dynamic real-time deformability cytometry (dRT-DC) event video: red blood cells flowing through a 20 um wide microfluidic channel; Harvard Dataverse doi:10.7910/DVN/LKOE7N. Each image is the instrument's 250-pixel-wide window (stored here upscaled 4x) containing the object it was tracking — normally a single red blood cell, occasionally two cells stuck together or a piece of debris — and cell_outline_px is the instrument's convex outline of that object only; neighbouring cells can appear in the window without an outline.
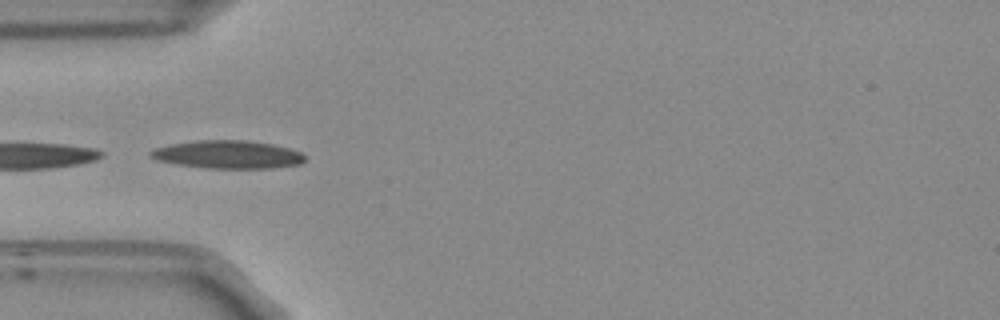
{"species": "Egyptian fruit bat (a non-hibernating species)", "species_latin": "Rousettus aegyptiacus", "temperature_condition": "room temperature", "stored_images_in_passage": 21, "camera_frame_rate_fps": 3000, "um_per_image_px": 0.085, "frame": {"image": 1, "passage_image": 1, "time_ms": 0.0, "image_size_px": [1000, 320], "cell_outline_px": [[304, 160], [300, 164], [272, 168], [204, 168], [156, 160], [148, 156], [148, 152], [156, 148], [172, 144], [196, 140], [244, 140], [272, 144], [288, 148], [300, 152], [304, 156]], "centroid_in_image_um": [19.34, 13.13], "position_along_channel_um": 65.7, "area_um2": 25.03}}
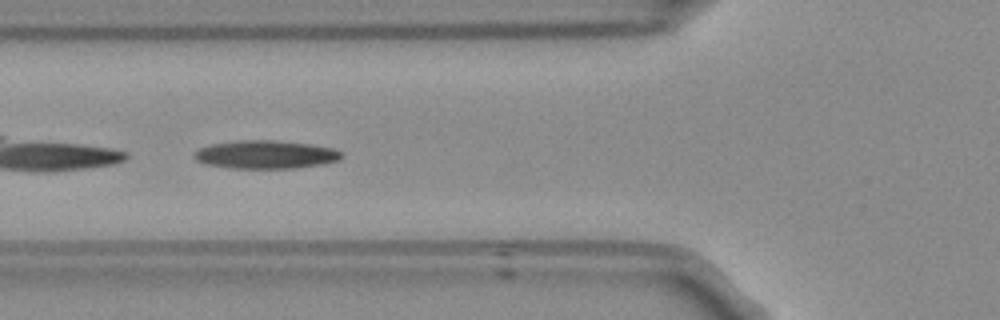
{"frame": {"image": 2, "passage_image": 4, "time_ms": 1.0, "image_size_px": [1000, 320], "cell_outline_px": [[344, 156], [340, 160], [324, 164], [296, 168], [228, 168], [204, 164], [196, 160], [192, 156], [200, 148], [212, 144], [236, 140], [276, 140], [312, 144], [336, 148]], "centroid_in_image_um": [22.61, 13.13], "position_along_channel_um": 103.2, "area_um2": 24.57}}